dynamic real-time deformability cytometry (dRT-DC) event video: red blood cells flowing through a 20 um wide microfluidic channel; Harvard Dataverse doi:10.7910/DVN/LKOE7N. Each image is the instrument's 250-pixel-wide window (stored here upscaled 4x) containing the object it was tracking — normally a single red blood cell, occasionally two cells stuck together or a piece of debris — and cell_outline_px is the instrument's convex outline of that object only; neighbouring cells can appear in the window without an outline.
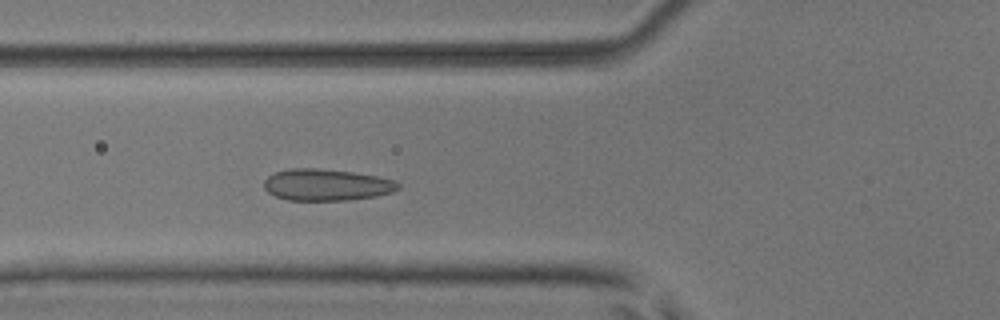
{"species": "common noctule bat (a hibernating species)", "species_latin": "Nyctalus noctula", "temperature_condition": "room temperature", "stored_images_in_passage": 49, "camera_frame_rate_fps": 3000, "um_per_image_px": 0.085, "animal": {"sex": "male", "body_mass_g": 17.9, "forearm_length_mm": 54.2}, "frame": {"image": 1, "passage_image": 17, "time_ms": 5.333, "image_size_px": [1000, 320], "cell_outline_px": [[400, 188], [392, 192], [376, 196], [348, 200], [288, 200], [276, 196], [268, 192], [264, 188], [264, 180], [268, 176], [276, 172], [288, 168], [316, 168], [352, 172], [376, 176], [392, 180], [400, 184]], "centroid_in_image_um": [27.73, 15.71], "position_along_channel_um": 98.1, "area_um2": 24.62}}
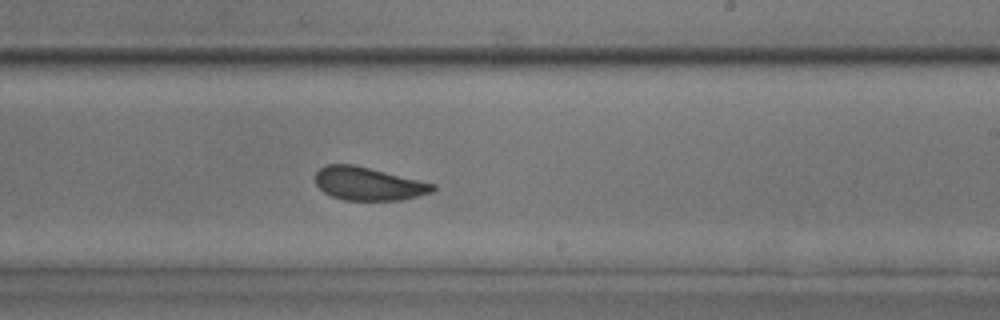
{"frame": {"image": 2, "passage_image": 29, "time_ms": 9.333, "image_size_px": [1000, 320], "cell_outline_px": [[436, 188], [432, 192], [400, 200], [344, 200], [332, 196], [324, 192], [316, 184], [316, 172], [324, 164], [352, 164], [436, 184]], "centroid_in_image_um": [31.29, 15.61], "position_along_channel_um": 257.7, "area_um2": 22.48}}
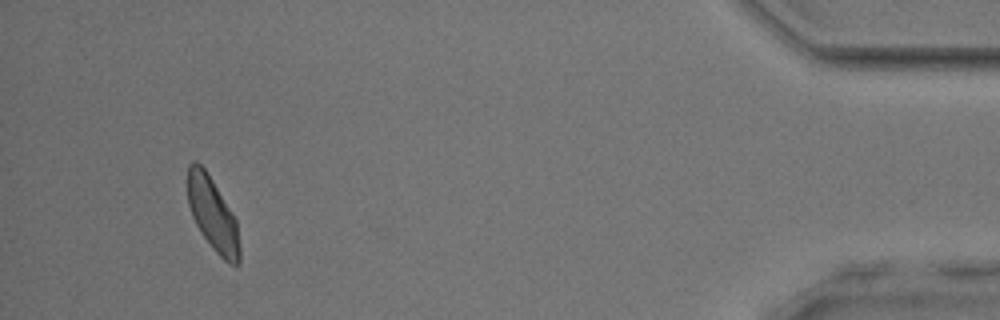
{"frame": {"image": 3, "passage_image": 46, "time_ms": 15.0, "image_size_px": [1000, 320], "cell_outline_px": [[240, 264], [232, 264], [224, 260], [212, 248], [196, 224], [192, 216], [188, 204], [188, 164], [192, 160], [196, 160], [204, 168], [212, 180], [236, 220], [240, 248]], "centroid_in_image_um": [18.07, 18.21], "position_along_channel_um": 417.1, "area_um2": 21.85}, "authors_computed_cell_mechanics": {"area_um2": 23.1778, "velocity_mm_per_s": 4.0042, "shape_relaxation_time_tau1_ms": 4.2216, "shape_relaxation_time_tau2_ms": 0.4308, "deformation_change_tau1": 0.0741, "deformation_change_tau2": 0.0489}}